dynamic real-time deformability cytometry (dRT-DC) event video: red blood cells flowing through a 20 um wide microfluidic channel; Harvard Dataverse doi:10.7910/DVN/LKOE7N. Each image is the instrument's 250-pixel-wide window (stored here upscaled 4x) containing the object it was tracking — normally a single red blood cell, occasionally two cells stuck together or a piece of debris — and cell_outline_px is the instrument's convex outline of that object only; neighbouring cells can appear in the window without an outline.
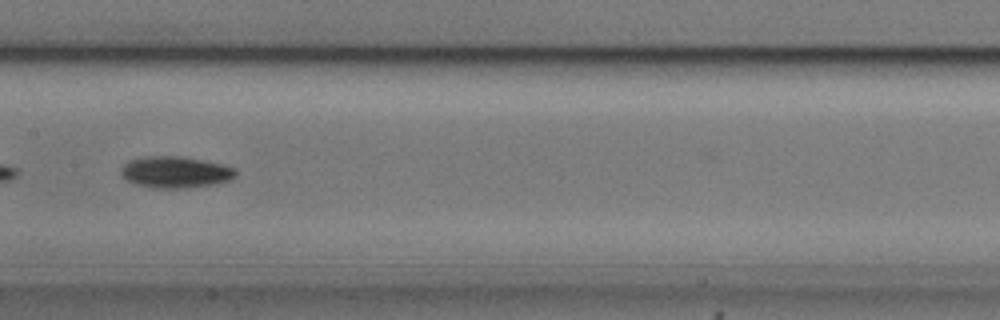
{"species": "common noctule bat (a hibernating species)", "species_latin": "Nyctalus noctula", "temperature_condition": "cold", "stored_images_in_passage": 14, "camera_frame_rate_fps": 3000, "um_per_image_px": 0.085, "animal": {"sex": "male", "body_mass_g": 20.5, "forearm_length_mm": 52.5}, "frame": {"image": 1, "passage_image": 7, "time_ms": 2.0, "image_size_px": [1000, 320], "cell_outline_px": [[236, 176], [228, 180], [216, 184], [188, 188], [152, 188], [136, 184], [128, 180], [120, 172], [120, 168], [124, 164], [132, 160], [144, 156], [184, 156], [224, 164], [236, 168]], "centroid_in_image_um": [14.95, 14.63], "position_along_channel_um": 192.5, "area_um2": 21.21}}